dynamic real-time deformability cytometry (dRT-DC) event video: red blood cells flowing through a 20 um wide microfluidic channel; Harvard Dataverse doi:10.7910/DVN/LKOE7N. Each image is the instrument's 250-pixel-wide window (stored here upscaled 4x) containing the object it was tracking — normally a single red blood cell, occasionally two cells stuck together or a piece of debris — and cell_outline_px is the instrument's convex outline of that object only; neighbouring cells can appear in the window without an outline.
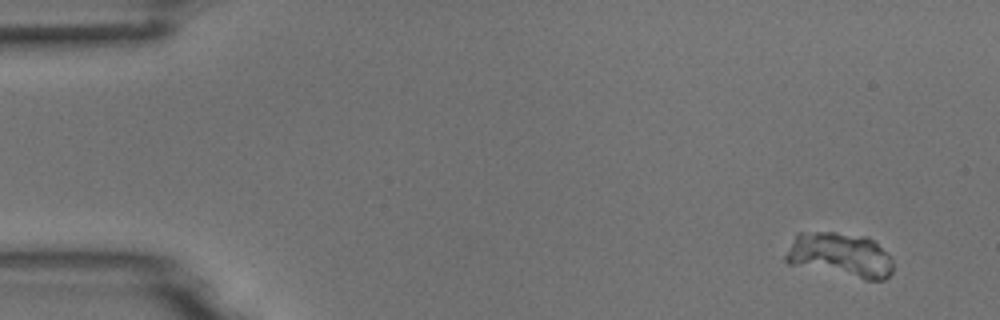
{"species": "common noctule bat (a hibernating species)", "species_latin": "Nyctalus noctula", "temperature_condition": "room temperature", "stored_images_in_passage": 5, "camera_frame_rate_fps": 3000, "um_per_image_px": 0.085, "animal": {"sex": "male", "body_mass_g": 18.8}, "frame": {"image": 1, "passage_image": 1, "time_ms": 0.0, "image_size_px": [1000, 320], "cell_outline_px": [[892, 272], [884, 280], [864, 280], [788, 264], [784, 260], [784, 256], [796, 232], [836, 232], [868, 236], [892, 260]], "centroid_in_image_um": [71.36, 21.68], "position_along_channel_um": 13.6, "area_um2": 28.03}}